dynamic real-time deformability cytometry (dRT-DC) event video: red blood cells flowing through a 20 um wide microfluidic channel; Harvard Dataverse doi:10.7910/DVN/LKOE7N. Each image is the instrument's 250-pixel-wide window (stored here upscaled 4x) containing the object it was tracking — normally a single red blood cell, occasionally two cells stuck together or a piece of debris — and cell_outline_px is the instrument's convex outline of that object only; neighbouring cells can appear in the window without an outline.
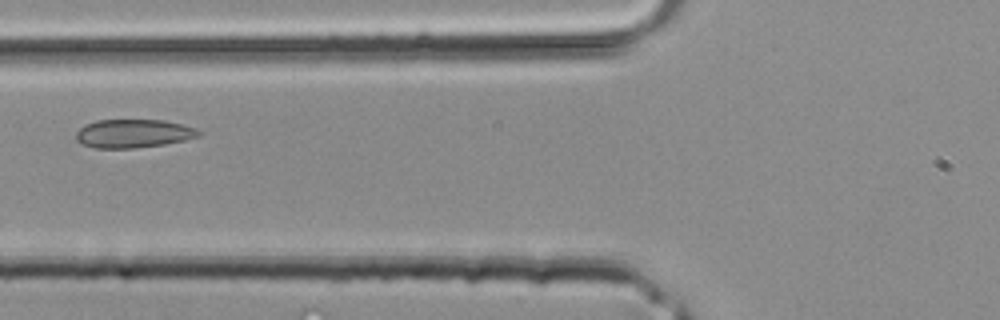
{"species": "common noctule bat (a hibernating species)", "species_latin": "Nyctalus noctula", "temperature_condition": "room temperature", "stored_images_in_passage": 3, "camera_frame_rate_fps": 3000, "um_per_image_px": 0.085, "animal": {"sex": "male", "body_mass_g": 20.4}, "frame": {"image": 1, "passage_image": 3, "time_ms": 0.667, "image_size_px": [1000, 320], "cell_outline_px": [[204, 132], [200, 136], [184, 140], [164, 144], [136, 148], [96, 148], [84, 144], [76, 140], [76, 132], [80, 128], [96, 120], [164, 120], [196, 128]], "centroid_in_image_um": [11.37, 11.35], "position_along_channel_um": 114.4, "area_um2": 20.29}}